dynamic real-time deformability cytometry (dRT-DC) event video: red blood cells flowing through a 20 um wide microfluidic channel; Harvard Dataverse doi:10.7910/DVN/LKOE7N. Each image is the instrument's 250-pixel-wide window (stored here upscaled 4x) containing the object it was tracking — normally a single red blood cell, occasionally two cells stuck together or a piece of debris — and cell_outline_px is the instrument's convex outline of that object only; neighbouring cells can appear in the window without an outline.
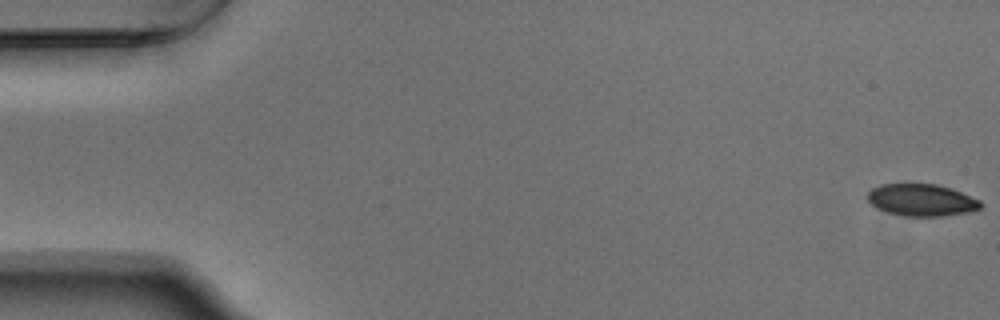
{"species": "Egyptian fruit bat (a non-hibernating species)", "species_latin": "Rousettus aegyptiacus", "temperature_condition": "warm", "stored_images_in_passage": 11, "camera_frame_rate_fps": 3000, "um_per_image_px": 0.085, "animal": {"sex": "male"}, "frame": {"image": 1, "passage_image": 1, "time_ms": 0.0, "image_size_px": [1000, 320], "cell_outline_px": [[984, 204], [980, 208], [972, 212], [944, 216], [904, 216], [888, 212], [876, 208], [868, 200], [868, 192], [872, 188], [880, 184], [936, 184], [952, 188], [980, 200]], "centroid_in_image_um": [78.37, 17.01], "position_along_channel_um": 6.6, "area_um2": 21.27}}